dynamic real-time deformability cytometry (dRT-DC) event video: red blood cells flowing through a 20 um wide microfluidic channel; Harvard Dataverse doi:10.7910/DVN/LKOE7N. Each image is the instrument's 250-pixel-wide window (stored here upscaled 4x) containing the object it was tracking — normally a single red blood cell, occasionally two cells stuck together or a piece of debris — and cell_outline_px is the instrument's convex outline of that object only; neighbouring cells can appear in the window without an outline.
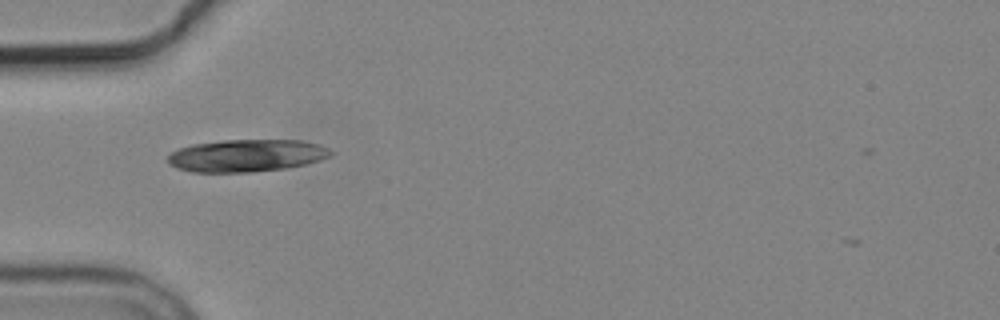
{"species": "common noctule bat (a hibernating species)", "species_latin": "Nyctalus noctula", "temperature_condition": "cold", "stored_images_in_passage": 2, "camera_frame_rate_fps": 3000, "um_per_image_px": 0.085, "animal": {"sex": "male", "body_mass_g": 19.2, "forearm_length_mm": 51.8}, "frame": {"image": 1, "passage_image": 1, "time_ms": 0.0, "image_size_px": [1000, 320], "cell_outline_px": [[332, 152], [328, 156], [320, 160], [308, 164], [288, 168], [252, 172], [192, 172], [176, 168], [168, 164], [168, 156], [172, 152], [180, 148], [192, 144], [224, 140], [300, 140], [320, 144], [328, 148]], "centroid_in_image_um": [20.96, 13.23], "position_along_channel_um": 64.0, "area_um2": 30.87}}